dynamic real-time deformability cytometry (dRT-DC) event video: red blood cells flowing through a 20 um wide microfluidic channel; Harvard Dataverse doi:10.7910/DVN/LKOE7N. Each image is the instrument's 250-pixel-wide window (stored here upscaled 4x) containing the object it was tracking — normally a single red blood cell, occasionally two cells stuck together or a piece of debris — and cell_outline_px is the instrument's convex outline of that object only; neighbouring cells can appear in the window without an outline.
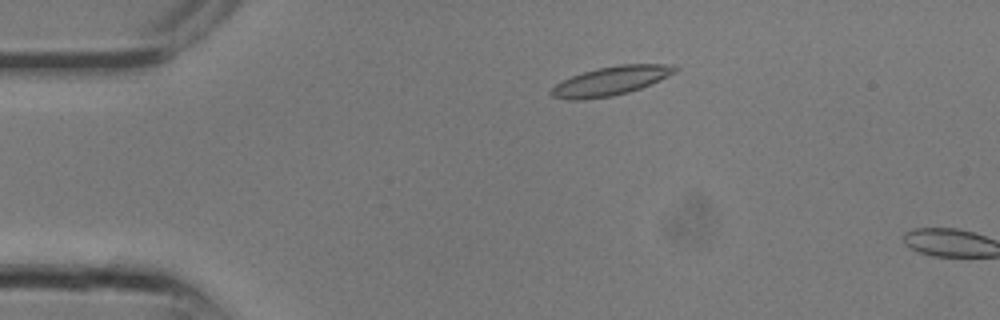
{"species": "common noctule bat (a hibernating species)", "species_latin": "Nyctalus noctula", "temperature_condition": "room temperature", "stored_images_in_passage": 6, "camera_frame_rate_fps": 3000, "um_per_image_px": 0.085, "animal": {"sex": "male", "body_mass_g": 13.3}, "frame": {"image": 1, "passage_image": 5, "time_ms": 1.333, "image_size_px": [1000, 320], "cell_outline_px": [[680, 68], [676, 72], [660, 80], [640, 88], [628, 92], [612, 96], [580, 100], [568, 100], [552, 96], [548, 92], [556, 84], [572, 76], [596, 68], [620, 64], [672, 64]], "centroid_in_image_um": [51.93, 6.87], "position_along_channel_um": 33.1, "area_um2": 20.87}}